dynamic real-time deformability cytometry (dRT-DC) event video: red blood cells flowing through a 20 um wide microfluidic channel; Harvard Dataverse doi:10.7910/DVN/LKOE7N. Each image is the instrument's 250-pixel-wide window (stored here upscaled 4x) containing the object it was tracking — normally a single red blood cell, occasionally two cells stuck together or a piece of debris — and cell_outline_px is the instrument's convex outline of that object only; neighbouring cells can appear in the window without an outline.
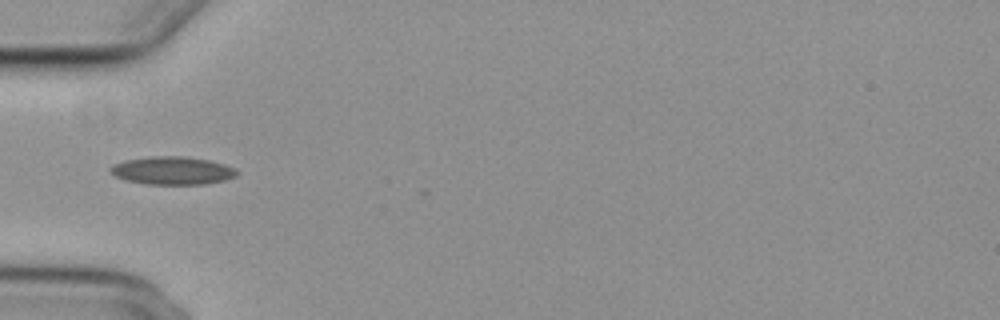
{"species": "common noctule bat (a hibernating species)", "species_latin": "Nyctalus noctula", "temperature_condition": "cold", "stored_images_in_passage": 2, "camera_frame_rate_fps": 3000, "um_per_image_px": 0.085, "animal": {"sex": "female", "body_mass_g": 29.2, "forearm_length_mm": 56.3}, "frame": {"image": 1, "passage_image": 1, "time_ms": 0.0, "image_size_px": [1000, 320], "cell_outline_px": [[240, 172], [236, 176], [224, 180], [204, 184], [144, 184], [124, 180], [116, 176], [108, 168], [124, 160], [152, 156], [180, 156], [208, 160], [224, 164], [236, 168]], "centroid_in_image_um": [14.67, 14.5], "position_along_channel_um": 70.3, "area_um2": 20.58}}